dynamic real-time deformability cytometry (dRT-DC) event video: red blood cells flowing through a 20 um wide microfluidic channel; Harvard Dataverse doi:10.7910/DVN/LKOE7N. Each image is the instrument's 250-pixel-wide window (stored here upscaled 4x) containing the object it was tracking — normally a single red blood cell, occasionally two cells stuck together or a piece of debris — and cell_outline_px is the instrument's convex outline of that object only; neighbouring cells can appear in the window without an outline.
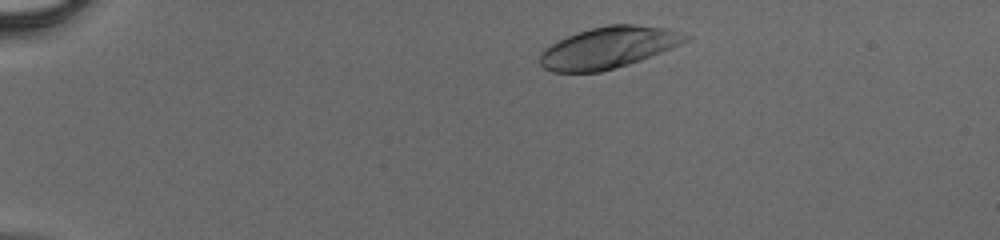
{"species": "human", "species_latin": "Homo sapiens", "temperature_condition": "cold", "stored_images_in_passage": 40, "camera_frame_rate_fps": 3000, "um_per_image_px": 0.085, "donor": {"sex": "male"}, "frame": {"image": 1, "passage_image": 3, "time_ms": 0.667, "image_size_px": [1000, 240], "cell_outline_px": [[692, 36], [688, 40], [680, 44], [640, 60], [628, 64], [600, 72], [552, 72], [544, 68], [540, 64], [540, 52], [544, 48], [568, 36], [592, 28], [608, 24], [636, 24], [668, 28]], "centroid_in_image_um": [51.72, 4.04], "position_along_channel_um": 33.3, "area_um2": 34.91}}
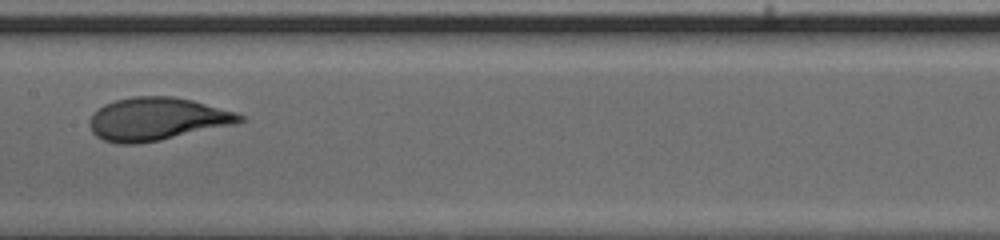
{"frame": {"image": 2, "passage_image": 19, "time_ms": 6.0, "image_size_px": [1000, 240], "cell_outline_px": [[248, 120], [236, 124], [160, 140], [136, 144], [116, 144], [104, 140], [96, 136], [92, 132], [88, 124], [88, 120], [104, 104], [116, 100], [132, 96], [172, 96], [192, 100], [236, 112], [244, 116]], "centroid_in_image_um": [13.35, 10.12], "position_along_channel_um": 194.0, "area_um2": 37.63}}
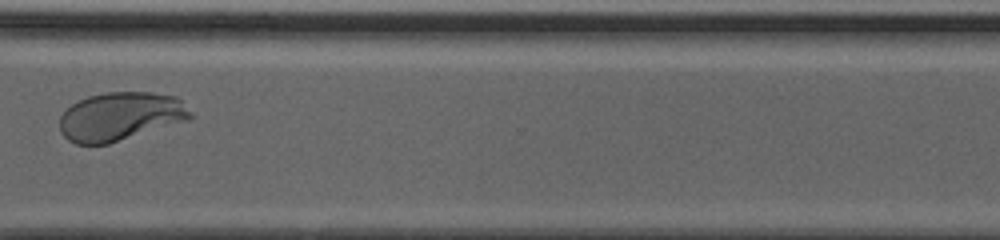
{"frame": {"image": 3, "passage_image": 30, "time_ms": 9.667, "image_size_px": [1000, 240], "cell_outline_px": [[192, 116], [188, 120], [108, 144], [76, 144], [68, 140], [60, 132], [60, 116], [72, 104], [88, 96], [104, 92], [152, 92], [176, 96], [192, 112]], "centroid_in_image_um": [10.23, 9.89], "position_along_channel_um": 360.4, "area_um2": 36.88}}